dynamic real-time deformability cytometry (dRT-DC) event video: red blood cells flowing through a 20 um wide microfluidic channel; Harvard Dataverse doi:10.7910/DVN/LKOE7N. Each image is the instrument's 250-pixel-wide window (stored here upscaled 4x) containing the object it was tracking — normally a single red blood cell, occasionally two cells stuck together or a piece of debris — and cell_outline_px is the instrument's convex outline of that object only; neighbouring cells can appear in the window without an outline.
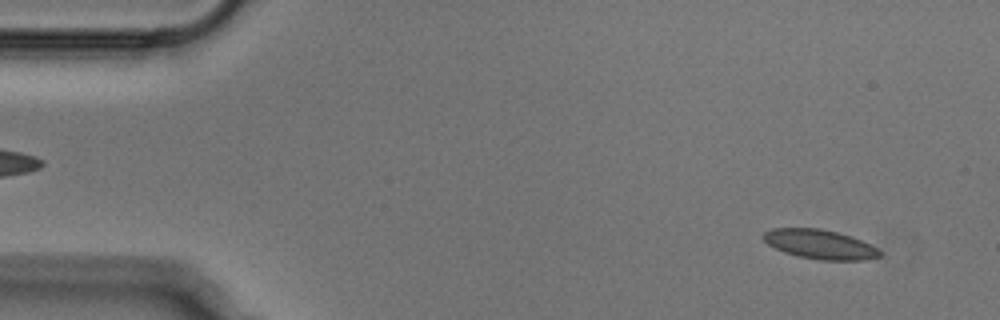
{"species": "Egyptian fruit bat (a non-hibernating species)", "species_latin": "Rousettus aegyptiacus", "temperature_condition": "cold", "stored_images_in_passage": 51, "camera_frame_rate_fps": 3000, "um_per_image_px": 0.085, "animal": {"sex": "male"}, "frame": {"image": 1, "passage_image": 3, "time_ms": 0.667, "image_size_px": [1000, 320], "cell_outline_px": [[880, 256], [864, 260], [820, 260], [800, 256], [784, 252], [768, 244], [764, 240], [764, 232], [772, 228], [820, 228], [852, 236], [876, 248], [880, 252]], "centroid_in_image_um": [69.67, 20.76], "position_along_channel_um": 15.3, "area_um2": 19.59}}
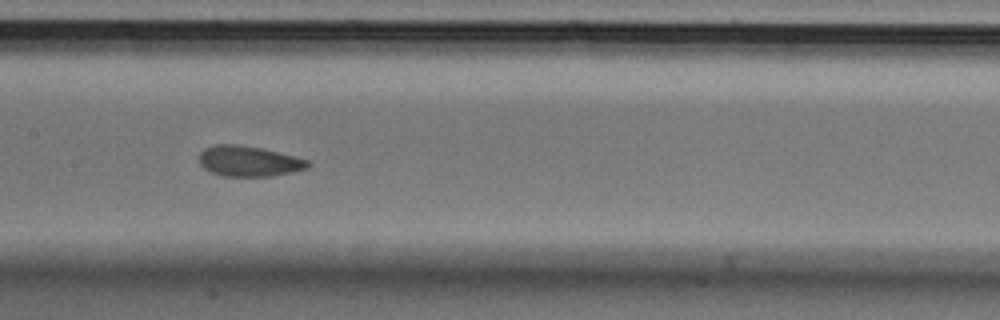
{"frame": {"image": 2, "passage_image": 24, "time_ms": 7.667, "image_size_px": [1000, 320], "cell_outline_px": [[312, 164], [308, 168], [292, 172], [272, 176], [224, 176], [208, 172], [200, 164], [200, 152], [204, 148], [216, 144], [236, 144], [260, 148], [308, 160]], "centroid_in_image_um": [21.12, 13.71], "position_along_channel_um": 186.3, "area_um2": 19.25}}
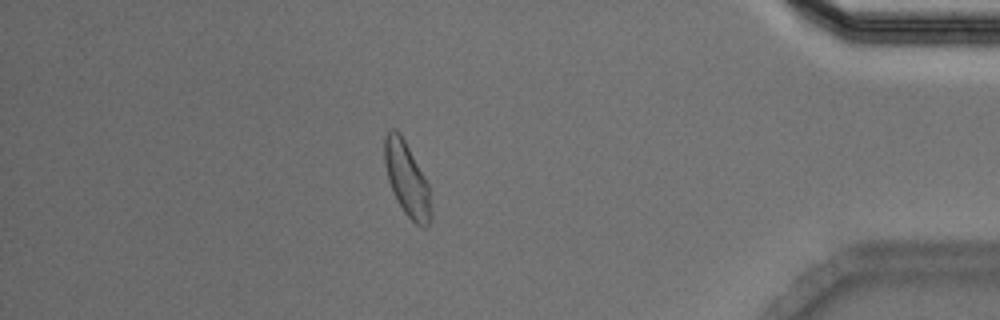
{"frame": {"image": 3, "passage_image": 44, "time_ms": 14.333, "image_size_px": [1000, 320], "cell_outline_px": [[432, 220], [424, 228], [420, 228], [404, 212], [396, 200], [388, 180], [384, 164], [384, 136], [388, 128], [396, 128], [400, 132], [424, 176], [428, 184], [432, 212]], "centroid_in_image_um": [34.57, 15.22], "position_along_channel_um": 400.6, "area_um2": 20.23}}